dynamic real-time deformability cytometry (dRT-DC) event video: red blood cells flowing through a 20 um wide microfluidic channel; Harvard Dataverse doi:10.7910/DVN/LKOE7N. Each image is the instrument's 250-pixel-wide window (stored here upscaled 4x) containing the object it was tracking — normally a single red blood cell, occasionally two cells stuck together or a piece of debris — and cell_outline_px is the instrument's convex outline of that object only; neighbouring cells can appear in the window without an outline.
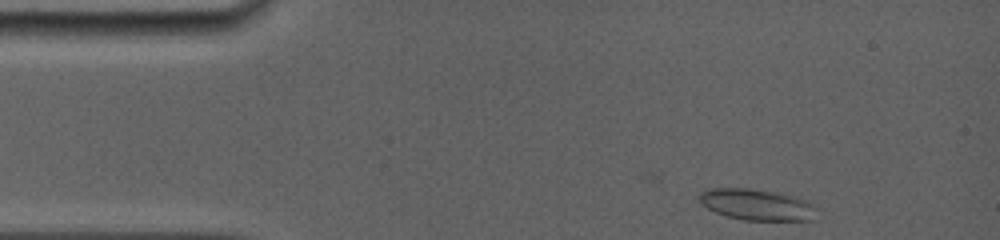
{"species": "common noctule bat (a hibernating species)", "species_latin": "Nyctalus noctula", "temperature_condition": "room temperature", "stored_images_in_passage": 14, "camera_frame_rate_fps": 5000, "um_per_image_px": 0.085, "animal": {"sex": "female", "body_mass_g": 19.0, "forearm_length_mm": 56.7}, "frame": {"image": 1, "passage_image": 1, "time_ms": 0.0, "image_size_px": [1000, 240], "cell_outline_px": [[812, 208], [808, 220], [744, 220], [728, 216], [716, 212], [700, 204], [700, 192], [704, 188], [748, 188], [796, 196], [808, 200], [812, 204]], "centroid_in_image_um": [64.22, 17.37], "position_along_channel_um": 20.8, "area_um2": 20.87}}
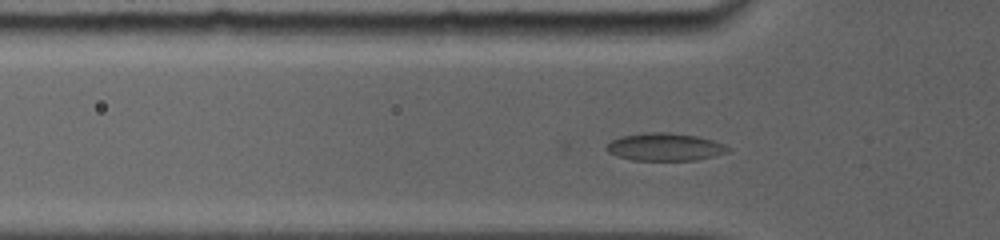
{"frame": {"image": 2, "passage_image": 14, "time_ms": 3.0, "image_size_px": [1000, 240], "cell_outline_px": [[728, 152], [696, 160], [632, 160], [616, 156], [608, 152], [604, 148], [612, 140], [620, 136], [644, 132], [668, 132], [696, 136], [712, 140], [724, 144], [728, 148]], "centroid_in_image_um": [56.46, 12.48], "position_along_channel_um": 69.3, "area_um2": 19.54}}